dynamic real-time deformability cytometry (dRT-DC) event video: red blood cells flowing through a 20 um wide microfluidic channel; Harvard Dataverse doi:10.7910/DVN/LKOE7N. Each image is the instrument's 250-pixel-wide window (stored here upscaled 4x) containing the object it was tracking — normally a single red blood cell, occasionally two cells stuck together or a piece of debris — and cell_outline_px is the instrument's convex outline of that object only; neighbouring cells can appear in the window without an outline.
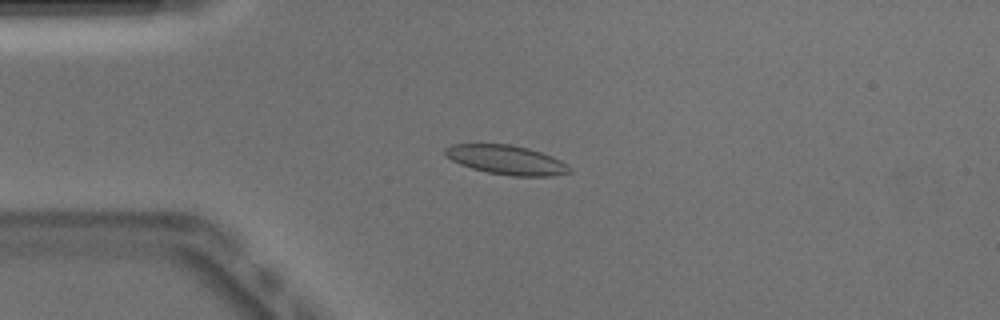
{"species": "Egyptian fruit bat (a non-hibernating species)", "species_latin": "Rousettus aegyptiacus", "temperature_condition": "warm", "stored_images_in_passage": 40, "camera_frame_rate_fps": 3000, "um_per_image_px": 0.085, "animal": {"sex": "male"}, "frame": {"image": 1, "passage_image": 12, "time_ms": 3.667, "image_size_px": [1000, 320], "cell_outline_px": [[572, 172], [552, 176], [512, 176], [488, 172], [472, 168], [460, 164], [444, 156], [444, 148], [452, 144], [512, 144], [528, 148], [552, 156], [560, 160], [572, 168]], "centroid_in_image_um": [43.04, 13.59], "position_along_channel_um": 42.0, "area_um2": 21.27}}
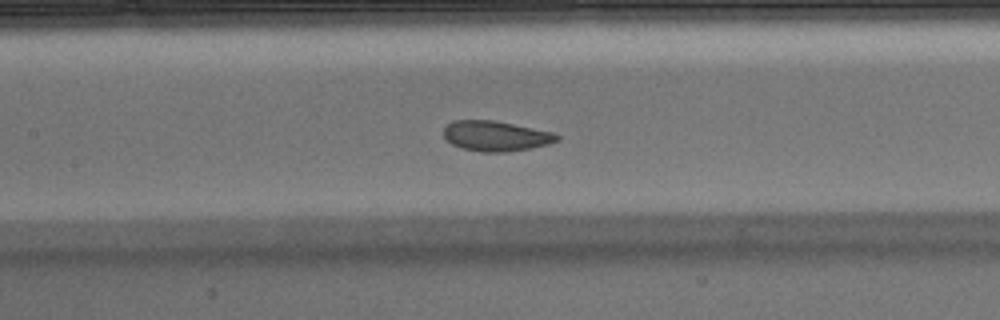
{"frame": {"image": 2, "passage_image": 23, "time_ms": 7.333, "image_size_px": [1000, 320], "cell_outline_px": [[560, 140], [548, 144], [532, 148], [508, 152], [480, 152], [464, 148], [452, 144], [444, 136], [444, 128], [448, 124], [456, 120], [492, 120], [552, 132], [560, 136]], "centroid_in_image_um": [42.16, 11.57], "position_along_channel_um": 165.2, "area_um2": 19.77}}
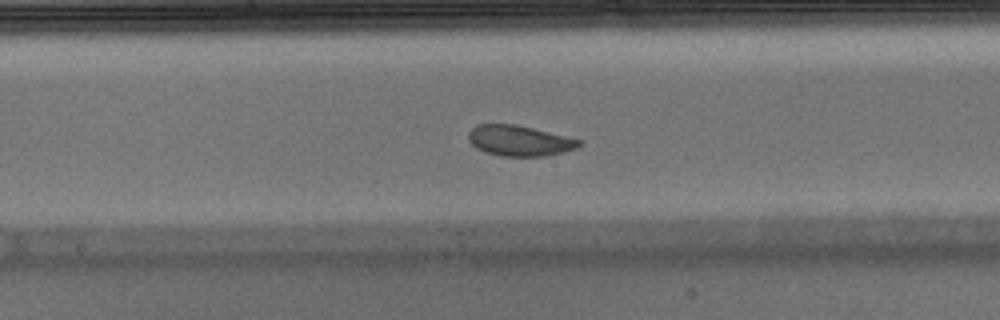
{"frame": {"image": 3, "passage_image": 26, "time_ms": 8.333, "image_size_px": [1000, 320], "cell_outline_px": [[580, 144], [576, 148], [564, 152], [544, 156], [500, 156], [484, 152], [476, 148], [468, 140], [468, 132], [476, 124], [516, 124], [580, 140]], "centroid_in_image_um": [44.08, 11.96], "position_along_channel_um": 204.1, "area_um2": 19.59}, "authors_computed_cell_mechanics": {"area_um2": 20.6924, "velocity_mm_per_s": 3.8883, "shape_relaxation_time_tau1_ms": 2.7051, "shape_relaxation_time_tau2_ms": 4.3296, "deformation_change_tau1": 0.0924, "deformation_change_tau2": 0.0805}}